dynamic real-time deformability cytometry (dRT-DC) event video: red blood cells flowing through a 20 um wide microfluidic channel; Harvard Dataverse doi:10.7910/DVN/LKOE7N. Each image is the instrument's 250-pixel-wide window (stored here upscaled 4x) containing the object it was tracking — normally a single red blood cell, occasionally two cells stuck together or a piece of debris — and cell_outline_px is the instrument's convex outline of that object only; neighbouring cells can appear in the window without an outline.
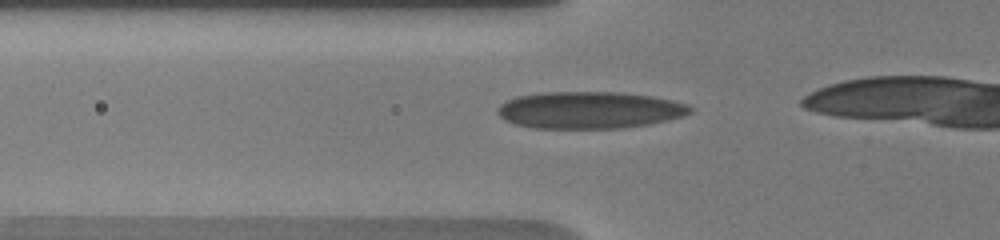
{"species": "human", "species_latin": "Homo sapiens", "temperature_condition": "warm", "stored_images_in_passage": 15, "camera_frame_rate_fps": 3000, "um_per_image_px": 0.085, "donor": {"sex": "male"}, "frame": {"image": 1, "passage_image": 3, "time_ms": 0.333, "image_size_px": [1000, 240], "cell_outline_px": [[692, 112], [684, 116], [668, 120], [648, 124], [620, 128], [532, 128], [516, 124], [504, 120], [496, 112], [496, 108], [500, 104], [516, 96], [544, 92], [620, 92], [652, 96], [672, 100], [688, 104], [692, 108]], "centroid_in_image_um": [50.1, 9.35], "position_along_channel_um": 75.7, "area_um2": 41.67}}
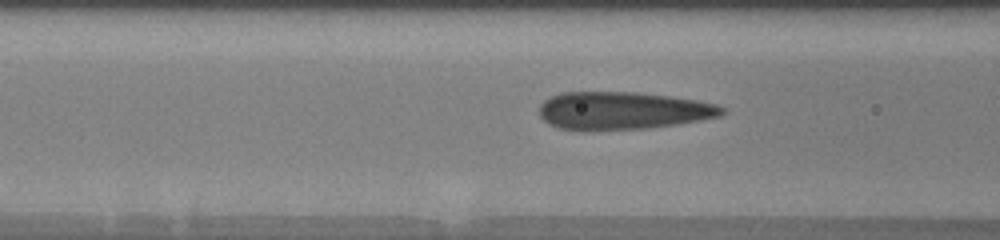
{"frame": {"image": 2, "passage_image": 9, "time_ms": 1.333, "image_size_px": [1000, 240], "cell_outline_px": [[724, 112], [720, 116], [700, 120], [676, 124], [648, 128], [560, 128], [548, 124], [540, 116], [540, 104], [544, 100], [560, 92], [636, 92], [668, 96], [696, 100], [716, 104], [724, 108]], "centroid_in_image_um": [52.94, 9.37], "position_along_channel_um": 113.7, "area_um2": 39.25}}